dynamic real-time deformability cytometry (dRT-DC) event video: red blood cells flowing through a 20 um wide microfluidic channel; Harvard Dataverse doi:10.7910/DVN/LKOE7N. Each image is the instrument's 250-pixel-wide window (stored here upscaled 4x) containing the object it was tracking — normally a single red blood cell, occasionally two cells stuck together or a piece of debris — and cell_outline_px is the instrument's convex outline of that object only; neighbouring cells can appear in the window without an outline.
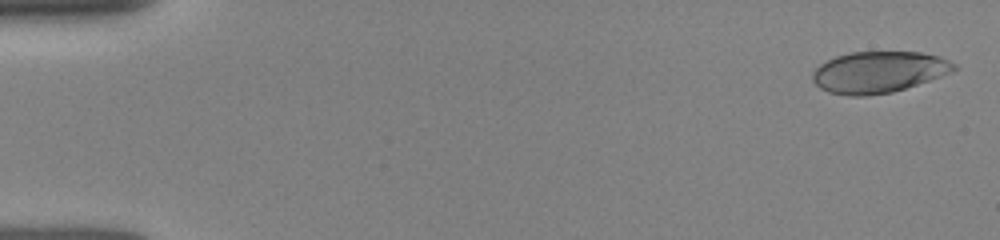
{"species": "human", "species_latin": "Homo sapiens", "temperature_condition": "room temperature", "stored_images_in_passage": 8, "camera_frame_rate_fps": 3000, "um_per_image_px": 0.085, "donor": {"sex": "female"}, "frame": {"image": 1, "passage_image": 1, "time_ms": 0.0, "image_size_px": [1000, 240], "cell_outline_px": [[960, 68], [952, 72], [892, 92], [864, 96], [848, 96], [828, 92], [820, 88], [812, 80], [812, 72], [820, 64], [836, 56], [848, 52], [920, 52], [940, 56], [956, 64]], "centroid_in_image_um": [74.68, 6.12], "position_along_channel_um": 10.3, "area_um2": 34.1}}
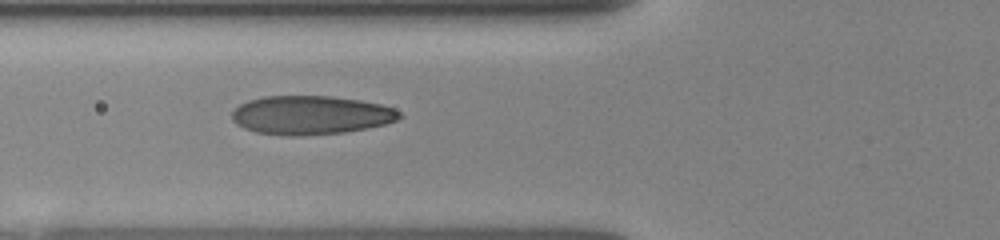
{"frame": {"image": 2, "passage_image": 6, "time_ms": 5.667, "image_size_px": [1000, 240], "cell_outline_px": [[404, 116], [396, 120], [384, 124], [368, 128], [344, 132], [292, 136], [288, 136], [256, 132], [244, 128], [236, 124], [232, 120], [232, 112], [240, 104], [248, 100], [264, 96], [328, 96], [360, 100], [380, 104], [392, 108], [400, 112]], "centroid_in_image_um": [26.4, 9.78], "position_along_channel_um": 99.4, "area_um2": 37.74}}
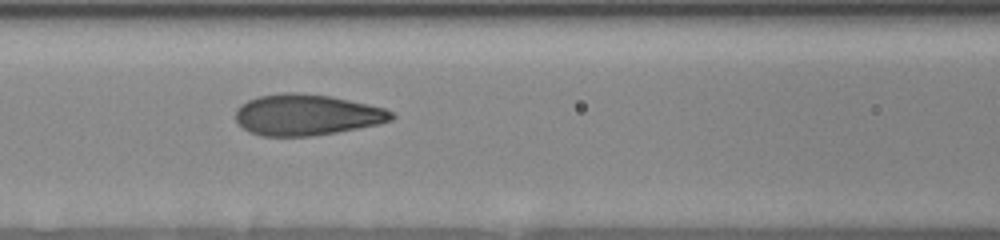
{"frame": {"image": 3, "passage_image": 7, "time_ms": 6.667, "image_size_px": [1000, 240], "cell_outline_px": [[396, 116], [392, 120], [380, 124], [336, 132], [308, 136], [264, 136], [248, 132], [236, 120], [236, 108], [240, 104], [256, 96], [284, 92], [296, 92], [332, 96], [368, 104], [384, 108], [396, 112]], "centroid_in_image_um": [26.08, 9.75], "position_along_channel_um": 140.5, "area_um2": 37.57}}